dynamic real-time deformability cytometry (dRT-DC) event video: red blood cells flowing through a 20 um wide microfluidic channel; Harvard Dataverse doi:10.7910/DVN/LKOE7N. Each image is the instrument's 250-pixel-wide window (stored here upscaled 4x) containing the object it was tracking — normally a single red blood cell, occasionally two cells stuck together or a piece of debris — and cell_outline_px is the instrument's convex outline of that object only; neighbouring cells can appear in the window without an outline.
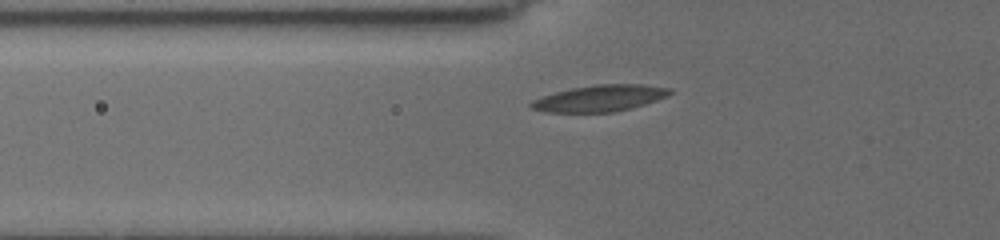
{"species": "common noctule bat (a hibernating species)", "species_latin": "Nyctalus noctula", "temperature_condition": "cold", "stored_images_in_passage": 6, "camera_frame_rate_fps": 3000, "um_per_image_px": 0.085, "animal": {"sex": "female", "body_mass_g": 19.5, "forearm_length_mm": 54.1}, "frame": {"image": 1, "passage_image": 2, "time_ms": 0.333, "image_size_px": [1000, 240], "cell_outline_px": [[672, 92], [668, 96], [644, 104], [612, 112], [544, 112], [532, 108], [528, 104], [532, 100], [556, 92], [572, 88], [596, 84], [640, 84], [668, 88]], "centroid_in_image_um": [50.96, 8.35], "position_along_channel_um": 74.8, "area_um2": 21.04}}